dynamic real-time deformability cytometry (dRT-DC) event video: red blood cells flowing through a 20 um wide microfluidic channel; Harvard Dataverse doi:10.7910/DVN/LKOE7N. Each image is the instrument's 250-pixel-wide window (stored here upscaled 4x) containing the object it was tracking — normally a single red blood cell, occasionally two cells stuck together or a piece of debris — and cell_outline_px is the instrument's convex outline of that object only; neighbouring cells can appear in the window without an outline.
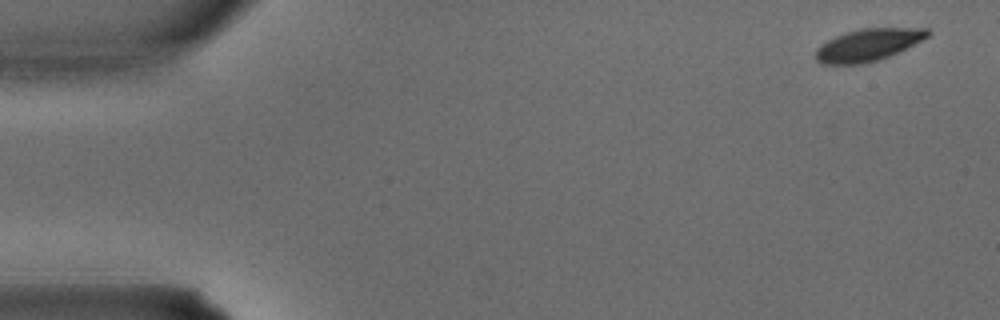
{"species": "common noctule bat (a hibernating species)", "species_latin": "Nyctalus noctula", "temperature_condition": "warm", "stored_images_in_passage": 3, "camera_frame_rate_fps": 3000, "um_per_image_px": 0.085, "animal": {"sex": "male", "body_mass_g": 15.6}, "frame": {"image": 1, "passage_image": 1, "time_ms": 0.0, "image_size_px": [1000, 320], "cell_outline_px": [[932, 32], [928, 36], [880, 60], [860, 64], [820, 64], [816, 60], [816, 48], [820, 44], [836, 36], [860, 28], [928, 28]], "centroid_in_image_um": [73.74, 3.82], "position_along_channel_um": 11.3, "area_um2": 20.75}}
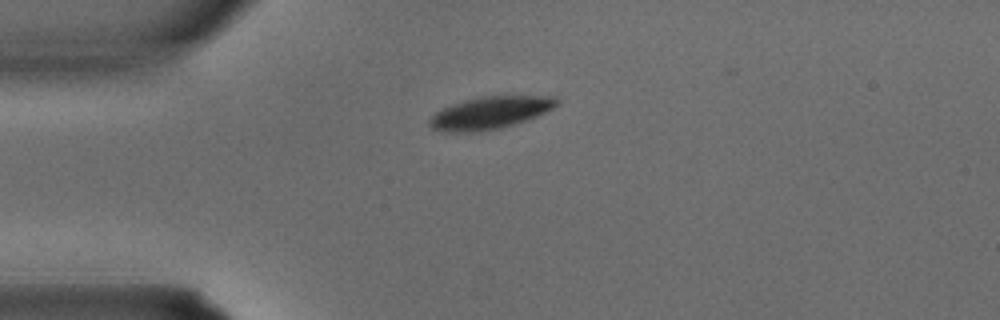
{"frame": {"image": 2, "passage_image": 3, "time_ms": 0.667, "image_size_px": [1000, 320], "cell_outline_px": [[560, 104], [536, 116], [516, 124], [500, 128], [476, 132], [444, 132], [432, 128], [428, 124], [428, 120], [436, 112], [452, 104], [464, 100], [484, 96], [556, 96], [560, 100]], "centroid_in_image_um": [41.67, 9.59], "position_along_channel_um": 43.3, "area_um2": 23.99}}